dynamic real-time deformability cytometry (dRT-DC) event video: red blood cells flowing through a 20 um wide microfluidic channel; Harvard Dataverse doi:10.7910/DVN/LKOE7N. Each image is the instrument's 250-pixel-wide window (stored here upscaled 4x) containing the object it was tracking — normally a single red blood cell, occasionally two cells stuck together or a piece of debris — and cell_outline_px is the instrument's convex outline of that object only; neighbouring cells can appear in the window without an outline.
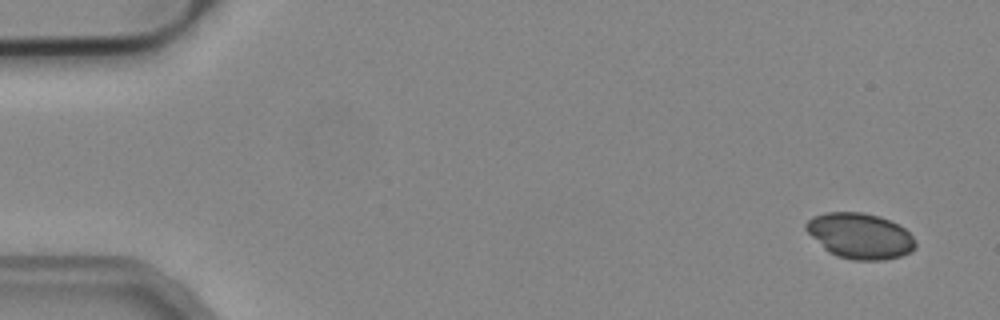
{"species": "common noctule bat (a hibernating species)", "species_latin": "Nyctalus noctula", "temperature_condition": "cold", "stored_images_in_passage": 4, "camera_frame_rate_fps": 3000, "um_per_image_px": 0.085, "animal": {"sex": "male", "body_mass_g": 19.2, "forearm_length_mm": 51.8}, "frame": {"image": 1, "passage_image": 1, "time_ms": 0.0, "image_size_px": [1000, 320], "cell_outline_px": [[916, 248], [900, 256], [884, 260], [852, 260], [836, 256], [828, 252], [804, 228], [804, 224], [812, 216], [824, 212], [860, 212], [880, 216], [900, 224], [912, 236], [916, 244]], "centroid_in_image_um": [73.09, 20.04], "position_along_channel_um": 11.9, "area_um2": 29.19}}